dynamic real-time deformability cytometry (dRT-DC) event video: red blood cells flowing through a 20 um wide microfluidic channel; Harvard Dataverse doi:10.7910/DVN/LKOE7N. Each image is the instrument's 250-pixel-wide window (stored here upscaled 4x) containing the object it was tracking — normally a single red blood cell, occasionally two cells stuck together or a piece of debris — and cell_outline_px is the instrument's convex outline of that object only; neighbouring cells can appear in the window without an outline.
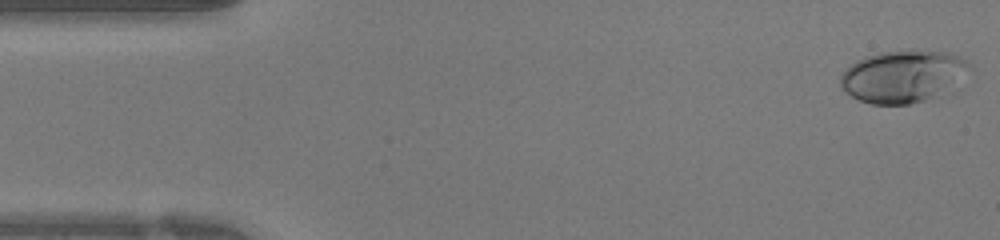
{"species": "human", "species_latin": "Homo sapiens", "temperature_condition": "warm", "stored_images_in_passage": 41, "camera_frame_rate_fps": 3000, "um_per_image_px": 0.085, "donor": {"sex": "female"}, "frame": {"image": 1, "passage_image": 1, "time_ms": 0.0, "image_size_px": [1000, 240], "cell_outline_px": [[972, 68], [956, 92], [908, 104], [872, 104], [860, 100], [852, 96], [840, 84], [840, 76], [856, 60], [864, 56], [880, 52], [912, 48], [944, 52], [956, 56], [972, 64]], "centroid_in_image_um": [76.88, 6.48], "position_along_channel_um": 8.1, "area_um2": 40.4}}
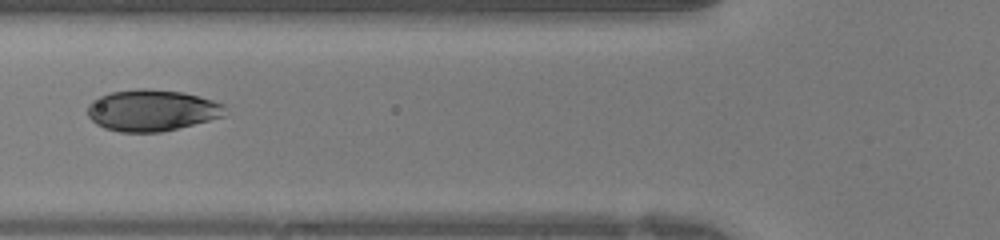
{"frame": {"image": 2, "passage_image": 15, "time_ms": 4.667, "image_size_px": [1000, 240], "cell_outline_px": [[224, 116], [160, 132], [120, 132], [104, 128], [96, 124], [88, 116], [88, 104], [92, 100], [100, 96], [112, 92], [140, 88], [148, 88], [184, 92], [200, 96], [224, 104]], "centroid_in_image_um": [12.88, 9.37], "position_along_channel_um": 112.9, "area_um2": 33.06}}
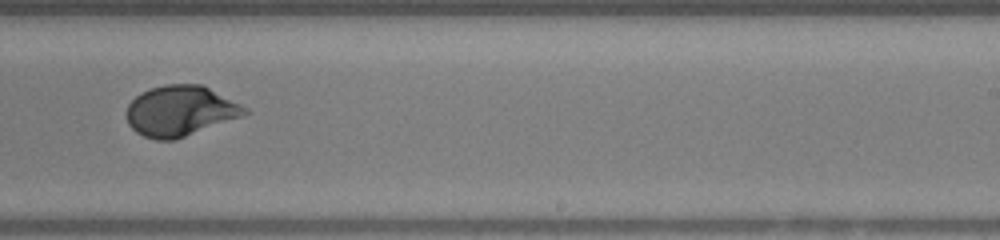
{"frame": {"image": 3, "passage_image": 25, "time_ms": 8.0, "image_size_px": [1000, 240], "cell_outline_px": [[248, 112], [240, 116], [184, 136], [172, 140], [156, 140], [144, 136], [136, 132], [128, 124], [128, 104], [140, 92], [164, 84], [200, 84], [248, 108]], "centroid_in_image_um": [15.27, 9.41], "position_along_channel_um": 273.7, "area_um2": 33.93}}